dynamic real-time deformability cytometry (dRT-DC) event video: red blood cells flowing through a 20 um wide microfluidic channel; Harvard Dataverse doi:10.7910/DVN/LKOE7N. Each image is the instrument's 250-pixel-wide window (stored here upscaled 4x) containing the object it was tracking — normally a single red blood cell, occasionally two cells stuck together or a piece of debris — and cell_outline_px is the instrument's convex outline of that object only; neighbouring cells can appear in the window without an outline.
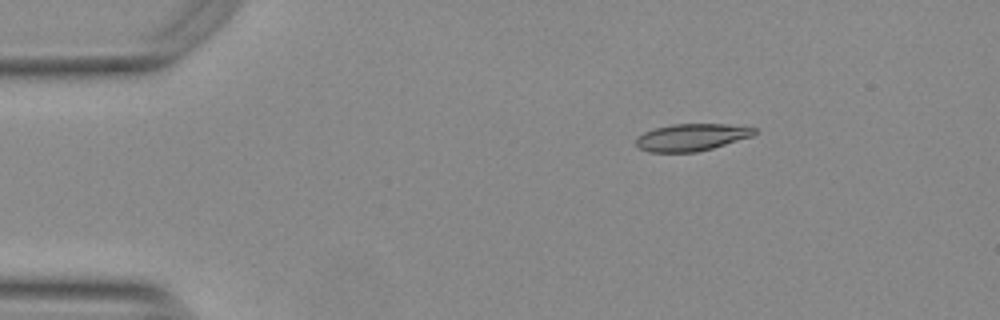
{"species": "Egyptian fruit bat (a non-hibernating species)", "species_latin": "Rousettus aegyptiacus", "temperature_condition": "warm", "stored_images_in_passage": 46, "camera_frame_rate_fps": 3000, "um_per_image_px": 0.085, "animal": {"sex": "female"}, "frame": {"image": 1, "passage_image": 1, "time_ms": 0.0, "image_size_px": [1000, 320], "cell_outline_px": [[756, 132], [752, 136], [712, 148], [696, 152], [648, 152], [640, 148], [636, 144], [636, 140], [644, 132], [656, 128], [672, 124], [724, 124], [756, 128]], "centroid_in_image_um": [58.78, 11.67], "position_along_channel_um": 26.2, "area_um2": 18.44}}
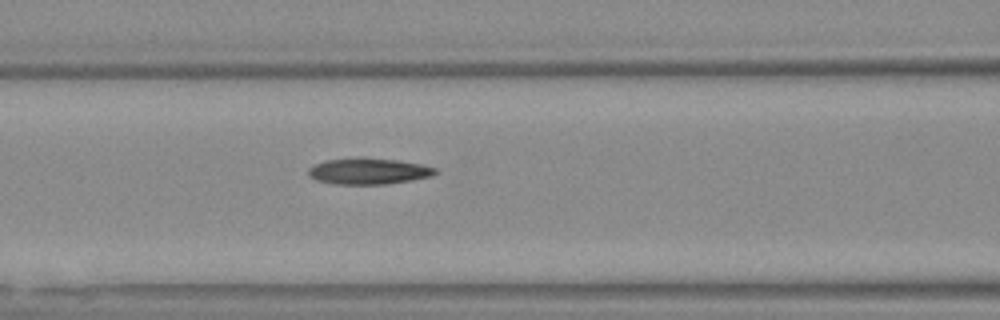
{"frame": {"image": 2, "passage_image": 15, "time_ms": 4.667, "image_size_px": [1000, 320], "cell_outline_px": [[440, 172], [432, 176], [412, 180], [388, 184], [332, 184], [316, 180], [308, 172], [308, 168], [316, 164], [328, 160], [356, 156], [364, 156], [396, 160], [420, 164], [436, 168]], "centroid_in_image_um": [31.35, 14.54], "position_along_channel_um": 135.2, "area_um2": 19.65}}
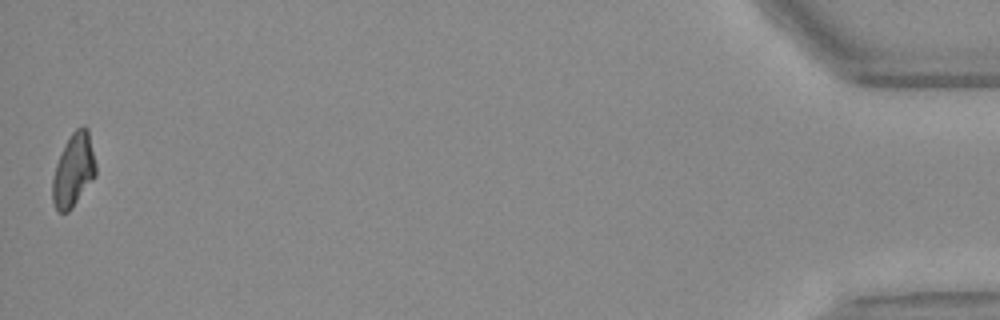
{"frame": {"image": 3, "passage_image": 46, "time_ms": 15.0, "image_size_px": [1000, 320], "cell_outline_px": [[96, 176], [72, 208], [68, 212], [60, 212], [56, 208], [52, 200], [52, 180], [56, 164], [72, 132], [76, 128], [84, 124], [88, 128], [96, 164]], "centroid_in_image_um": [6.27, 14.46], "position_along_channel_um": 428.9, "area_um2": 18.38}, "authors_computed_cell_mechanics": {"area_um2": 19.0162, "velocity_mm_per_s": 3.7679, "shape_relaxation_time_tau1_ms": null, "shape_relaxation_time_tau2_ms": 4.0425, "deformation_change_tau1": null, "deformation_change_tau2": 0.1161}}